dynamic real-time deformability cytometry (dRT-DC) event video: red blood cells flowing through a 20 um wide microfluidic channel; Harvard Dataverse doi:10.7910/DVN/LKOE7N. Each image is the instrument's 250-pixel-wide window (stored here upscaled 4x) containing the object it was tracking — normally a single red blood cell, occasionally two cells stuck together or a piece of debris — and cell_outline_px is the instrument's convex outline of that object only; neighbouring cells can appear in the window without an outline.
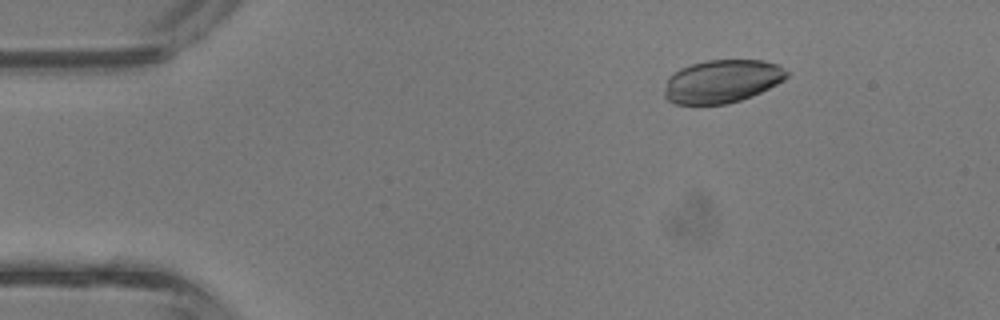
{"species": "common noctule bat (a hibernating species)", "species_latin": "Nyctalus noctula", "temperature_condition": "room temperature", "stored_images_in_passage": 37, "camera_frame_rate_fps": 3000, "um_per_image_px": 0.085, "animal": {"sex": "male", "body_mass_g": 13.3}, "frame": {"image": 1, "passage_image": 1, "time_ms": 0.0, "image_size_px": [1000, 320], "cell_outline_px": [[788, 76], [784, 80], [752, 96], [740, 100], [724, 104], [676, 104], [668, 100], [664, 96], [664, 92], [668, 76], [680, 68], [692, 64], [708, 60], [764, 60], [776, 64], [788, 72]], "centroid_in_image_um": [61.35, 6.91], "position_along_channel_um": 23.6, "area_um2": 30.58}}
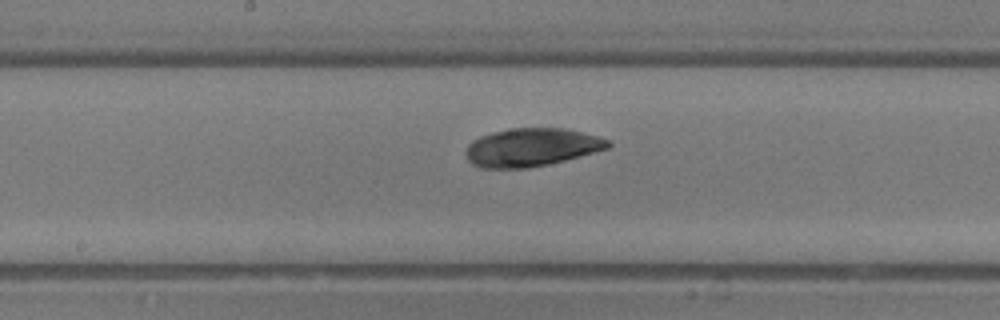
{"frame": {"image": 2, "passage_image": 17, "time_ms": 5.333, "image_size_px": [1000, 320], "cell_outline_px": [[612, 144], [608, 148], [580, 156], [548, 164], [528, 168], [480, 168], [472, 164], [468, 160], [464, 152], [468, 144], [472, 140], [480, 136], [492, 132], [512, 128], [564, 128], [600, 136], [608, 140]], "centroid_in_image_um": [45.15, 12.52], "position_along_channel_um": 203.0, "area_um2": 31.73}}
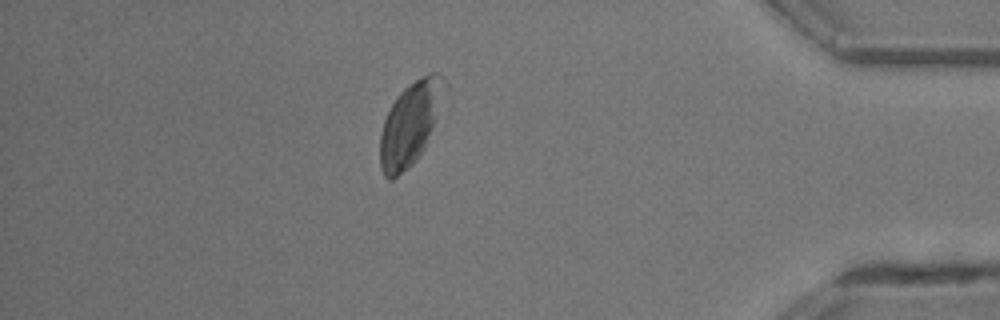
{"frame": {"image": 3, "passage_image": 32, "time_ms": 10.333, "image_size_px": [1000, 320], "cell_outline_px": [[448, 88], [424, 148], [416, 160], [408, 168], [392, 180], [388, 180], [384, 176], [380, 168], [380, 136], [384, 120], [396, 96], [408, 84], [420, 76], [432, 72], [436, 72], [448, 84]], "centroid_in_image_um": [34.87, 10.48], "position_along_channel_um": 400.3, "area_um2": 31.21}}